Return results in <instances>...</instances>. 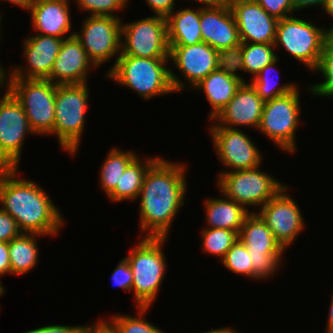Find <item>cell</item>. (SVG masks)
Masks as SVG:
<instances>
[{"label":"cell","instance_id":"28","mask_svg":"<svg viewBox=\"0 0 333 333\" xmlns=\"http://www.w3.org/2000/svg\"><path fill=\"white\" fill-rule=\"evenodd\" d=\"M137 157L132 151H122L111 148L100 169V184L108 196L119 183V179L125 172L126 167Z\"/></svg>","mask_w":333,"mask_h":333},{"label":"cell","instance_id":"13","mask_svg":"<svg viewBox=\"0 0 333 333\" xmlns=\"http://www.w3.org/2000/svg\"><path fill=\"white\" fill-rule=\"evenodd\" d=\"M31 133L24 109L9 93L0 102V168H18L25 137Z\"/></svg>","mask_w":333,"mask_h":333},{"label":"cell","instance_id":"18","mask_svg":"<svg viewBox=\"0 0 333 333\" xmlns=\"http://www.w3.org/2000/svg\"><path fill=\"white\" fill-rule=\"evenodd\" d=\"M241 42L274 44L278 19L255 0H236L229 4Z\"/></svg>","mask_w":333,"mask_h":333},{"label":"cell","instance_id":"47","mask_svg":"<svg viewBox=\"0 0 333 333\" xmlns=\"http://www.w3.org/2000/svg\"><path fill=\"white\" fill-rule=\"evenodd\" d=\"M201 333H240V332H236V329H232V328H219V329H214V330H209V331H205V332H201Z\"/></svg>","mask_w":333,"mask_h":333},{"label":"cell","instance_id":"2","mask_svg":"<svg viewBox=\"0 0 333 333\" xmlns=\"http://www.w3.org/2000/svg\"><path fill=\"white\" fill-rule=\"evenodd\" d=\"M17 168H0V204L22 233L55 235L64 224L60 209L35 182L17 179Z\"/></svg>","mask_w":333,"mask_h":333},{"label":"cell","instance_id":"19","mask_svg":"<svg viewBox=\"0 0 333 333\" xmlns=\"http://www.w3.org/2000/svg\"><path fill=\"white\" fill-rule=\"evenodd\" d=\"M264 101L250 83H242L234 97L213 119L218 123L211 126H224L237 129V126H247L258 129ZM234 126V127H233ZM236 126V127H235Z\"/></svg>","mask_w":333,"mask_h":333},{"label":"cell","instance_id":"11","mask_svg":"<svg viewBox=\"0 0 333 333\" xmlns=\"http://www.w3.org/2000/svg\"><path fill=\"white\" fill-rule=\"evenodd\" d=\"M169 50L166 18L155 15L122 23L120 55L169 58Z\"/></svg>","mask_w":333,"mask_h":333},{"label":"cell","instance_id":"1","mask_svg":"<svg viewBox=\"0 0 333 333\" xmlns=\"http://www.w3.org/2000/svg\"><path fill=\"white\" fill-rule=\"evenodd\" d=\"M185 171V164L162 157L147 170L139 194V225L146 232L144 237L168 238L172 221L184 205Z\"/></svg>","mask_w":333,"mask_h":333},{"label":"cell","instance_id":"6","mask_svg":"<svg viewBox=\"0 0 333 333\" xmlns=\"http://www.w3.org/2000/svg\"><path fill=\"white\" fill-rule=\"evenodd\" d=\"M89 88L87 83L57 85L55 93V123L53 135H57L62 149L76 154L82 133L86 110L88 109Z\"/></svg>","mask_w":333,"mask_h":333},{"label":"cell","instance_id":"8","mask_svg":"<svg viewBox=\"0 0 333 333\" xmlns=\"http://www.w3.org/2000/svg\"><path fill=\"white\" fill-rule=\"evenodd\" d=\"M259 169L221 172L217 182L220 193L245 208H261L286 185Z\"/></svg>","mask_w":333,"mask_h":333},{"label":"cell","instance_id":"15","mask_svg":"<svg viewBox=\"0 0 333 333\" xmlns=\"http://www.w3.org/2000/svg\"><path fill=\"white\" fill-rule=\"evenodd\" d=\"M210 133L220 162L231 171L261 167L262 155L240 129L211 126Z\"/></svg>","mask_w":333,"mask_h":333},{"label":"cell","instance_id":"46","mask_svg":"<svg viewBox=\"0 0 333 333\" xmlns=\"http://www.w3.org/2000/svg\"><path fill=\"white\" fill-rule=\"evenodd\" d=\"M196 2L198 1L200 4L203 5V7L206 6H218L221 4H224L221 0H195Z\"/></svg>","mask_w":333,"mask_h":333},{"label":"cell","instance_id":"22","mask_svg":"<svg viewBox=\"0 0 333 333\" xmlns=\"http://www.w3.org/2000/svg\"><path fill=\"white\" fill-rule=\"evenodd\" d=\"M69 0H35L29 9L32 26L40 35L55 36L61 39L74 35V31L67 37L71 26Z\"/></svg>","mask_w":333,"mask_h":333},{"label":"cell","instance_id":"49","mask_svg":"<svg viewBox=\"0 0 333 333\" xmlns=\"http://www.w3.org/2000/svg\"><path fill=\"white\" fill-rule=\"evenodd\" d=\"M329 29V40L333 43V27Z\"/></svg>","mask_w":333,"mask_h":333},{"label":"cell","instance_id":"50","mask_svg":"<svg viewBox=\"0 0 333 333\" xmlns=\"http://www.w3.org/2000/svg\"><path fill=\"white\" fill-rule=\"evenodd\" d=\"M224 4H230L231 2L233 1H236V0H221Z\"/></svg>","mask_w":333,"mask_h":333},{"label":"cell","instance_id":"44","mask_svg":"<svg viewBox=\"0 0 333 333\" xmlns=\"http://www.w3.org/2000/svg\"><path fill=\"white\" fill-rule=\"evenodd\" d=\"M326 2L327 0H292L294 12L315 5L322 7L323 10L324 6L326 5Z\"/></svg>","mask_w":333,"mask_h":333},{"label":"cell","instance_id":"36","mask_svg":"<svg viewBox=\"0 0 333 333\" xmlns=\"http://www.w3.org/2000/svg\"><path fill=\"white\" fill-rule=\"evenodd\" d=\"M81 10L92 12L90 16H115L114 12L126 8L129 0H75Z\"/></svg>","mask_w":333,"mask_h":333},{"label":"cell","instance_id":"35","mask_svg":"<svg viewBox=\"0 0 333 333\" xmlns=\"http://www.w3.org/2000/svg\"><path fill=\"white\" fill-rule=\"evenodd\" d=\"M216 60L218 70L224 71L228 75L246 83L244 78L235 73L238 70L244 72L242 42L229 48L218 50Z\"/></svg>","mask_w":333,"mask_h":333},{"label":"cell","instance_id":"51","mask_svg":"<svg viewBox=\"0 0 333 333\" xmlns=\"http://www.w3.org/2000/svg\"><path fill=\"white\" fill-rule=\"evenodd\" d=\"M3 294H5V291H0V296H2Z\"/></svg>","mask_w":333,"mask_h":333},{"label":"cell","instance_id":"43","mask_svg":"<svg viewBox=\"0 0 333 333\" xmlns=\"http://www.w3.org/2000/svg\"><path fill=\"white\" fill-rule=\"evenodd\" d=\"M99 320L93 325H84L83 333H118L115 327L107 320Z\"/></svg>","mask_w":333,"mask_h":333},{"label":"cell","instance_id":"27","mask_svg":"<svg viewBox=\"0 0 333 333\" xmlns=\"http://www.w3.org/2000/svg\"><path fill=\"white\" fill-rule=\"evenodd\" d=\"M33 233H21L8 243L11 274L22 275L29 272L39 261L38 244Z\"/></svg>","mask_w":333,"mask_h":333},{"label":"cell","instance_id":"10","mask_svg":"<svg viewBox=\"0 0 333 333\" xmlns=\"http://www.w3.org/2000/svg\"><path fill=\"white\" fill-rule=\"evenodd\" d=\"M238 238L246 246L251 257L253 279H266L274 275L280 267L285 249L256 211L245 218Z\"/></svg>","mask_w":333,"mask_h":333},{"label":"cell","instance_id":"31","mask_svg":"<svg viewBox=\"0 0 333 333\" xmlns=\"http://www.w3.org/2000/svg\"><path fill=\"white\" fill-rule=\"evenodd\" d=\"M201 232L204 252L222 259L238 239L236 231L226 229L203 228Z\"/></svg>","mask_w":333,"mask_h":333},{"label":"cell","instance_id":"23","mask_svg":"<svg viewBox=\"0 0 333 333\" xmlns=\"http://www.w3.org/2000/svg\"><path fill=\"white\" fill-rule=\"evenodd\" d=\"M242 83L240 79L217 69L193 87L204 92L211 105L209 120H213L229 103Z\"/></svg>","mask_w":333,"mask_h":333},{"label":"cell","instance_id":"17","mask_svg":"<svg viewBox=\"0 0 333 333\" xmlns=\"http://www.w3.org/2000/svg\"><path fill=\"white\" fill-rule=\"evenodd\" d=\"M62 43L63 39L55 36L38 33L33 37L29 36L22 45L27 60V67L25 66L27 70H23L22 66L17 68L14 66L11 67L12 71L6 73L0 62V77L51 80V70Z\"/></svg>","mask_w":333,"mask_h":333},{"label":"cell","instance_id":"20","mask_svg":"<svg viewBox=\"0 0 333 333\" xmlns=\"http://www.w3.org/2000/svg\"><path fill=\"white\" fill-rule=\"evenodd\" d=\"M200 28L203 42L217 51L241 43L229 4L200 7Z\"/></svg>","mask_w":333,"mask_h":333},{"label":"cell","instance_id":"34","mask_svg":"<svg viewBox=\"0 0 333 333\" xmlns=\"http://www.w3.org/2000/svg\"><path fill=\"white\" fill-rule=\"evenodd\" d=\"M137 309L139 311L138 317L116 314L112 316L109 322L115 327L118 333H165L143 318L149 307H137Z\"/></svg>","mask_w":333,"mask_h":333},{"label":"cell","instance_id":"45","mask_svg":"<svg viewBox=\"0 0 333 333\" xmlns=\"http://www.w3.org/2000/svg\"><path fill=\"white\" fill-rule=\"evenodd\" d=\"M331 297V302H330V309H329V315H328V320H327V329L325 333H333V293Z\"/></svg>","mask_w":333,"mask_h":333},{"label":"cell","instance_id":"26","mask_svg":"<svg viewBox=\"0 0 333 333\" xmlns=\"http://www.w3.org/2000/svg\"><path fill=\"white\" fill-rule=\"evenodd\" d=\"M159 158L151 157L145 161L138 156L126 167L115 189L108 195L114 203L139 198L145 174L149 167Z\"/></svg>","mask_w":333,"mask_h":333},{"label":"cell","instance_id":"48","mask_svg":"<svg viewBox=\"0 0 333 333\" xmlns=\"http://www.w3.org/2000/svg\"><path fill=\"white\" fill-rule=\"evenodd\" d=\"M323 10L326 11V13L328 15H330L331 17H333V0H327L326 5L324 6ZM330 25H331L330 28H332L333 24L330 23Z\"/></svg>","mask_w":333,"mask_h":333},{"label":"cell","instance_id":"39","mask_svg":"<svg viewBox=\"0 0 333 333\" xmlns=\"http://www.w3.org/2000/svg\"><path fill=\"white\" fill-rule=\"evenodd\" d=\"M21 233L16 221L0 208V241L9 243Z\"/></svg>","mask_w":333,"mask_h":333},{"label":"cell","instance_id":"9","mask_svg":"<svg viewBox=\"0 0 333 333\" xmlns=\"http://www.w3.org/2000/svg\"><path fill=\"white\" fill-rule=\"evenodd\" d=\"M300 94L297 86L287 94L264 102L261 131L283 151L295 153L296 131L300 117Z\"/></svg>","mask_w":333,"mask_h":333},{"label":"cell","instance_id":"41","mask_svg":"<svg viewBox=\"0 0 333 333\" xmlns=\"http://www.w3.org/2000/svg\"><path fill=\"white\" fill-rule=\"evenodd\" d=\"M176 0H146L156 16L167 18L173 11Z\"/></svg>","mask_w":333,"mask_h":333},{"label":"cell","instance_id":"33","mask_svg":"<svg viewBox=\"0 0 333 333\" xmlns=\"http://www.w3.org/2000/svg\"><path fill=\"white\" fill-rule=\"evenodd\" d=\"M222 264L231 272L253 278V265L246 246L238 238L233 246L227 251Z\"/></svg>","mask_w":333,"mask_h":333},{"label":"cell","instance_id":"12","mask_svg":"<svg viewBox=\"0 0 333 333\" xmlns=\"http://www.w3.org/2000/svg\"><path fill=\"white\" fill-rule=\"evenodd\" d=\"M82 24L81 32H74V36L88 58L100 68L101 64L117 56L114 66L121 53V18L88 15Z\"/></svg>","mask_w":333,"mask_h":333},{"label":"cell","instance_id":"37","mask_svg":"<svg viewBox=\"0 0 333 333\" xmlns=\"http://www.w3.org/2000/svg\"><path fill=\"white\" fill-rule=\"evenodd\" d=\"M263 9L277 19L290 17L294 13L292 0H255Z\"/></svg>","mask_w":333,"mask_h":333},{"label":"cell","instance_id":"14","mask_svg":"<svg viewBox=\"0 0 333 333\" xmlns=\"http://www.w3.org/2000/svg\"><path fill=\"white\" fill-rule=\"evenodd\" d=\"M169 60L178 68L184 79L190 84H183L178 75L170 69V78L175 92L183 90L186 85L196 86L211 72L217 70V50L200 42L188 46H169Z\"/></svg>","mask_w":333,"mask_h":333},{"label":"cell","instance_id":"16","mask_svg":"<svg viewBox=\"0 0 333 333\" xmlns=\"http://www.w3.org/2000/svg\"><path fill=\"white\" fill-rule=\"evenodd\" d=\"M284 186L256 213L266 223L275 239L286 250L304 229L305 222L296 201ZM286 193V194H285Z\"/></svg>","mask_w":333,"mask_h":333},{"label":"cell","instance_id":"3","mask_svg":"<svg viewBox=\"0 0 333 333\" xmlns=\"http://www.w3.org/2000/svg\"><path fill=\"white\" fill-rule=\"evenodd\" d=\"M169 58H141L120 55L106 75L149 100L157 95L175 92L171 83Z\"/></svg>","mask_w":333,"mask_h":333},{"label":"cell","instance_id":"40","mask_svg":"<svg viewBox=\"0 0 333 333\" xmlns=\"http://www.w3.org/2000/svg\"><path fill=\"white\" fill-rule=\"evenodd\" d=\"M84 326L47 325L23 333H83Z\"/></svg>","mask_w":333,"mask_h":333},{"label":"cell","instance_id":"24","mask_svg":"<svg viewBox=\"0 0 333 333\" xmlns=\"http://www.w3.org/2000/svg\"><path fill=\"white\" fill-rule=\"evenodd\" d=\"M207 198L205 201L206 228H218L236 231L238 234L245 218L251 213L243 205L232 199Z\"/></svg>","mask_w":333,"mask_h":333},{"label":"cell","instance_id":"42","mask_svg":"<svg viewBox=\"0 0 333 333\" xmlns=\"http://www.w3.org/2000/svg\"><path fill=\"white\" fill-rule=\"evenodd\" d=\"M8 273L11 274L8 242L0 241V278ZM0 286L5 290L1 280Z\"/></svg>","mask_w":333,"mask_h":333},{"label":"cell","instance_id":"30","mask_svg":"<svg viewBox=\"0 0 333 333\" xmlns=\"http://www.w3.org/2000/svg\"><path fill=\"white\" fill-rule=\"evenodd\" d=\"M278 60L279 58L277 57L274 61L265 66L250 82L251 86L264 102L287 94L298 86L295 83H287L278 86L277 81H273L274 79L270 77L271 72L269 73V71L276 68L275 66L278 63Z\"/></svg>","mask_w":333,"mask_h":333},{"label":"cell","instance_id":"5","mask_svg":"<svg viewBox=\"0 0 333 333\" xmlns=\"http://www.w3.org/2000/svg\"><path fill=\"white\" fill-rule=\"evenodd\" d=\"M1 78L24 109L34 134L51 135L55 123L57 85L48 79Z\"/></svg>","mask_w":333,"mask_h":333},{"label":"cell","instance_id":"7","mask_svg":"<svg viewBox=\"0 0 333 333\" xmlns=\"http://www.w3.org/2000/svg\"><path fill=\"white\" fill-rule=\"evenodd\" d=\"M329 30L319 28L311 21H305L294 15L278 19L274 45L275 48L283 47L297 61L314 71L329 39Z\"/></svg>","mask_w":333,"mask_h":333},{"label":"cell","instance_id":"25","mask_svg":"<svg viewBox=\"0 0 333 333\" xmlns=\"http://www.w3.org/2000/svg\"><path fill=\"white\" fill-rule=\"evenodd\" d=\"M169 46H188L203 42L198 9L175 10L166 18Z\"/></svg>","mask_w":333,"mask_h":333},{"label":"cell","instance_id":"4","mask_svg":"<svg viewBox=\"0 0 333 333\" xmlns=\"http://www.w3.org/2000/svg\"><path fill=\"white\" fill-rule=\"evenodd\" d=\"M125 259L133 274L132 292L137 307H151L166 271L162 247L167 238L143 237Z\"/></svg>","mask_w":333,"mask_h":333},{"label":"cell","instance_id":"38","mask_svg":"<svg viewBox=\"0 0 333 333\" xmlns=\"http://www.w3.org/2000/svg\"><path fill=\"white\" fill-rule=\"evenodd\" d=\"M112 281L115 286L126 291H132L133 274L128 261L125 258L117 264V267L112 273Z\"/></svg>","mask_w":333,"mask_h":333},{"label":"cell","instance_id":"21","mask_svg":"<svg viewBox=\"0 0 333 333\" xmlns=\"http://www.w3.org/2000/svg\"><path fill=\"white\" fill-rule=\"evenodd\" d=\"M89 68L97 67L88 58L79 40L72 35L63 40L51 70V81L56 85L87 83Z\"/></svg>","mask_w":333,"mask_h":333},{"label":"cell","instance_id":"32","mask_svg":"<svg viewBox=\"0 0 333 333\" xmlns=\"http://www.w3.org/2000/svg\"><path fill=\"white\" fill-rule=\"evenodd\" d=\"M314 71L322 74L324 82L309 86L310 93L333 98V43L329 39L325 43L320 62Z\"/></svg>","mask_w":333,"mask_h":333},{"label":"cell","instance_id":"29","mask_svg":"<svg viewBox=\"0 0 333 333\" xmlns=\"http://www.w3.org/2000/svg\"><path fill=\"white\" fill-rule=\"evenodd\" d=\"M274 44L242 42L244 72L253 78L278 56Z\"/></svg>","mask_w":333,"mask_h":333}]
</instances>
